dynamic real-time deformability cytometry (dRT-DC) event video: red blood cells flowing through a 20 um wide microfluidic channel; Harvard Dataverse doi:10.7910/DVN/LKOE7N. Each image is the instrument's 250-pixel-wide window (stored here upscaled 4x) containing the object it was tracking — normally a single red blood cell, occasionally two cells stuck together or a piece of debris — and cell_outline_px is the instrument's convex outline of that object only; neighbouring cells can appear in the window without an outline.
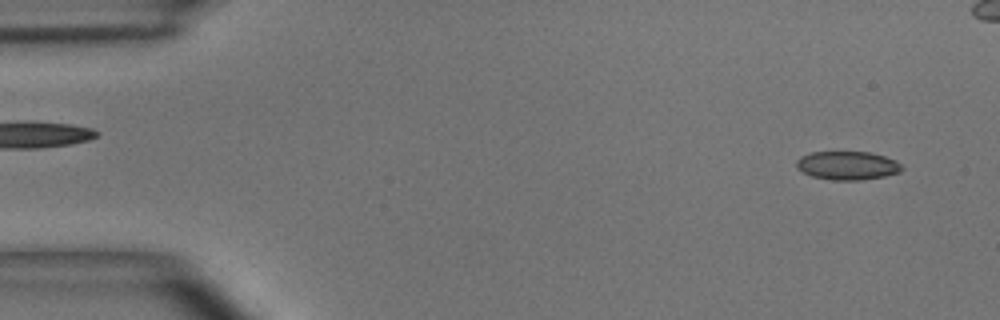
{"species": "common noctule bat (a hibernating species)", "species_latin": "Nyctalus noctula", "temperature_condition": "room temperature", "stored_images_in_passage": 43, "camera_frame_rate_fps": 3000, "um_per_image_px": 0.085, "animal": {"sex": "male", "body_mass_g": 15.6}, "frame": {"image": 1, "passage_image": 1, "time_ms": 0.0, "image_size_px": [1000, 320], "cell_outline_px": [[904, 168], [900, 172], [884, 176], [860, 180], [832, 180], [812, 176], [796, 168], [796, 160], [800, 156], [812, 152], [868, 152], [884, 156], [896, 160]], "centroid_in_image_um": [72.02, 14.07], "position_along_channel_um": 13.0, "area_um2": 17.51}}
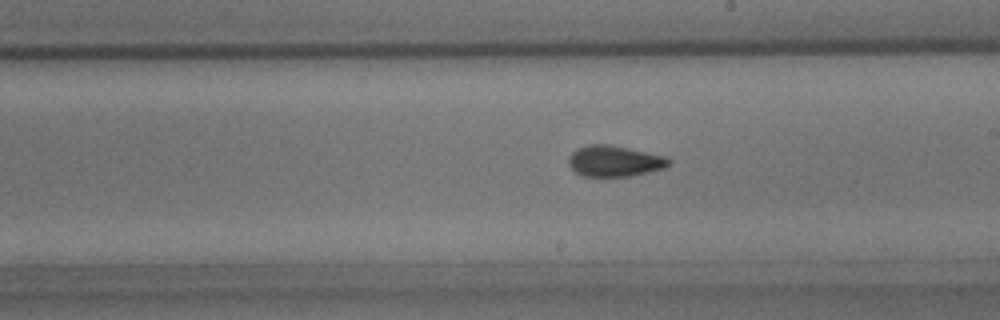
{"frame": {"image": 2, "passage_image": 26, "time_ms": 8.333, "image_size_px": [1000, 320], "cell_outline_px": [[672, 164], [664, 168], [632, 176], [580, 176], [568, 164], [568, 160], [572, 152], [576, 148], [588, 144], [608, 144], [668, 156], [672, 160]], "centroid_in_image_um": [52.26, 13.68], "position_along_channel_um": 236.7, "area_um2": 18.32}}
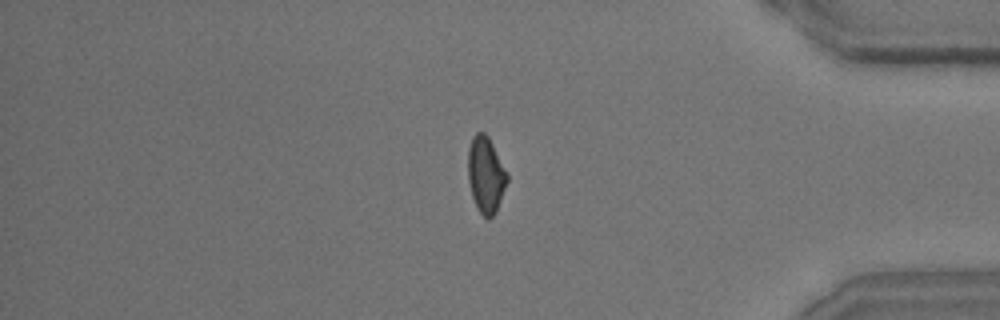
{"frame": {"image": 3, "passage_image": 40, "time_ms": 13.0, "image_size_px": [1000, 320], "cell_outline_px": [[508, 180], [496, 212], [492, 216], [484, 216], [476, 208], [472, 196], [468, 180], [468, 148], [472, 136], [476, 132], [484, 132], [488, 136], [508, 176]], "centroid_in_image_um": [41.27, 14.84], "position_along_channel_um": 393.9, "area_um2": 17.17}}